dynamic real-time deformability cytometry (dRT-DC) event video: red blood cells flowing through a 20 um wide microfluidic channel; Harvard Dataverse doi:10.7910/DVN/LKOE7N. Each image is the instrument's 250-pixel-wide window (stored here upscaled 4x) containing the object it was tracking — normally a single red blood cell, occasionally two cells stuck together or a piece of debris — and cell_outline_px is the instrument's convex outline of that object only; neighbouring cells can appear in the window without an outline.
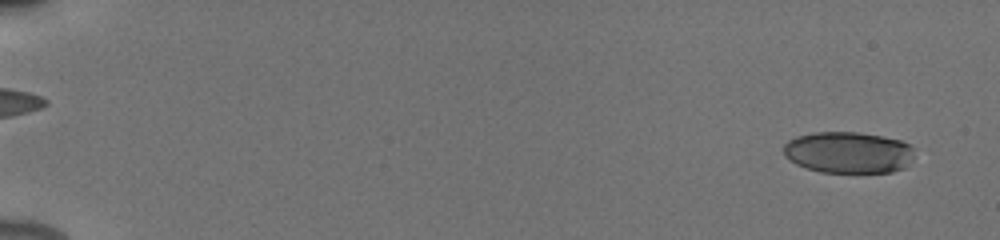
{"species": "human", "species_latin": "Homo sapiens", "temperature_condition": "cold", "stored_images_in_passage": 54, "camera_frame_rate_fps": 3000, "um_per_image_px": 0.085, "donor": {"sex": "male"}, "frame": {"image": 1, "passage_image": 3, "time_ms": 0.667, "image_size_px": [1000, 240], "cell_outline_px": [[912, 156], [904, 168], [892, 172], [820, 172], [796, 164], [784, 156], [784, 144], [788, 140], [796, 136], [812, 132], [856, 132], [880, 136], [900, 140], [908, 144], [912, 148]], "centroid_in_image_um": [72.06, 12.95], "position_along_channel_um": 12.9, "area_um2": 31.44}}
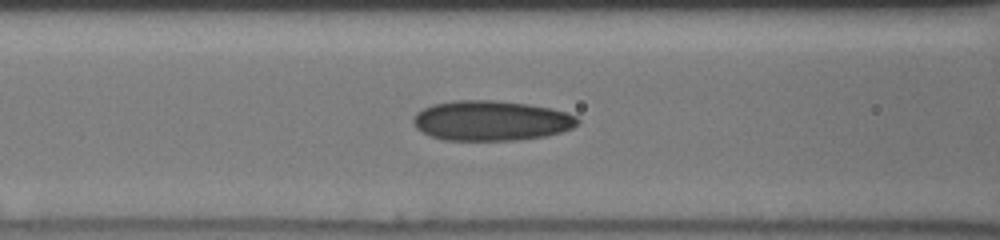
{"frame": {"image": 2, "passage_image": 25, "time_ms": 8.0, "image_size_px": [1000, 240], "cell_outline_px": [[580, 120], [572, 128], [560, 132], [544, 136], [516, 140], [444, 140], [432, 136], [416, 128], [412, 120], [416, 112], [432, 104], [456, 100], [492, 100], [528, 104], [552, 108], [576, 116]], "centroid_in_image_um": [41.73, 10.25], "position_along_channel_um": 124.9, "area_um2": 38.21}}
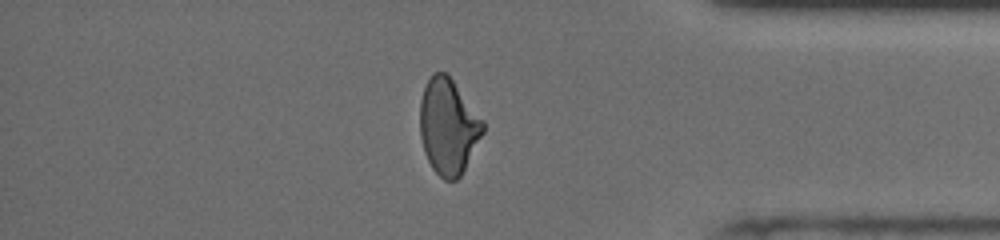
{"frame": {"image": 3, "passage_image": 47, "time_ms": 15.333, "image_size_px": [1000, 240], "cell_outline_px": [[484, 132], [460, 176], [456, 180], [444, 180], [432, 168], [424, 152], [420, 136], [420, 100], [424, 88], [432, 72], [444, 72], [452, 80], [484, 120]], "centroid_in_image_um": [38.09, 10.75], "position_along_channel_um": 397.1, "area_um2": 34.85}, "authors_computed_cell_mechanics": {"area_um2": 35.4892, "velocity_mm_per_s": 3.9351, "shape_relaxation_time_tau1_ms": null, "shape_relaxation_time_tau2_ms": 2.1388, "deformation_change_tau1": null, "deformation_change_tau2": 0.0985}}